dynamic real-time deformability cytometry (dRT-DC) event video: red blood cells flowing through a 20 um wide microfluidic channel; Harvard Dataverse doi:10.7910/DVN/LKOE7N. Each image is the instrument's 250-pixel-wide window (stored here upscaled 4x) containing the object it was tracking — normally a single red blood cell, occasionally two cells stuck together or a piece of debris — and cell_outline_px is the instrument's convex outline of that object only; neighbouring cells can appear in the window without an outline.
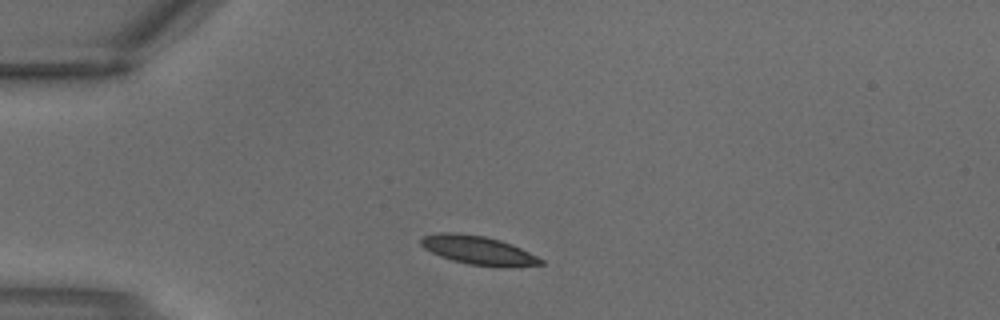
{"species": "common noctule bat (a hibernating species)", "species_latin": "Nyctalus noctula", "temperature_condition": "warm", "stored_images_in_passage": 1, "camera_frame_rate_fps": 3000, "um_per_image_px": 0.085, "animal": {"sex": "male", "body_mass_g": 18.8}, "frame": {"image": 1, "passage_image": 1, "time_ms": 0.0, "image_size_px": [1000, 320], "cell_outline_px": [[544, 264], [504, 268], [468, 264], [452, 260], [440, 256], [424, 248], [420, 244], [420, 240], [424, 236], [440, 232], [456, 232], [484, 236], [500, 240], [512, 244], [544, 260]], "centroid_in_image_um": [40.66, 21.28], "position_along_channel_um": 44.3, "area_um2": 20.11}}